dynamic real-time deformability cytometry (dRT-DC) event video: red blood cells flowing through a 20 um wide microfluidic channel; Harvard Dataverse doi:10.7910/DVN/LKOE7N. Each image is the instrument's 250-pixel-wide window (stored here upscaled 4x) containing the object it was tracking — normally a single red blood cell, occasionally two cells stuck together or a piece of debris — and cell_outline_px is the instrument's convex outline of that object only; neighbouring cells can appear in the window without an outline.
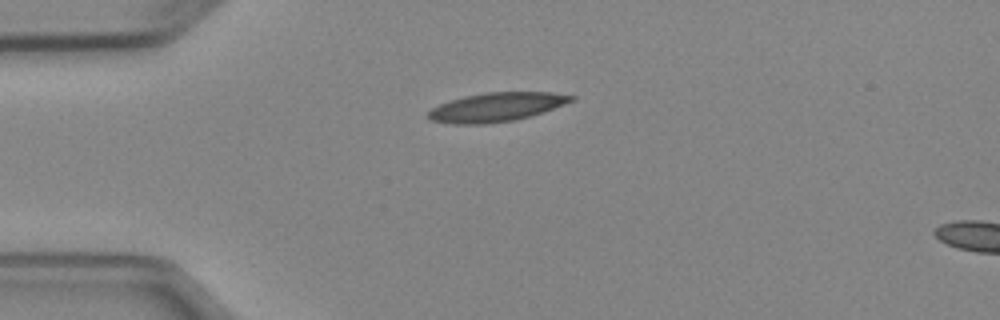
{"species": "Egyptian fruit bat (a non-hibernating species)", "species_latin": "Rousettus aegyptiacus", "temperature_condition": "cold", "stored_images_in_passage": 2, "camera_frame_rate_fps": 3000, "um_per_image_px": 0.085, "animal": {"sex": "female"}, "frame": {"image": 1, "passage_image": 1, "time_ms": 0.0, "image_size_px": [1000, 320], "cell_outline_px": [[576, 100], [544, 112], [516, 120], [488, 124], [452, 124], [432, 120], [428, 116], [428, 112], [432, 108], [440, 104], [464, 96], [484, 92], [552, 92], [576, 96]], "centroid_in_image_um": [42.25, 9.1], "position_along_channel_um": 42.7, "area_um2": 24.22}}